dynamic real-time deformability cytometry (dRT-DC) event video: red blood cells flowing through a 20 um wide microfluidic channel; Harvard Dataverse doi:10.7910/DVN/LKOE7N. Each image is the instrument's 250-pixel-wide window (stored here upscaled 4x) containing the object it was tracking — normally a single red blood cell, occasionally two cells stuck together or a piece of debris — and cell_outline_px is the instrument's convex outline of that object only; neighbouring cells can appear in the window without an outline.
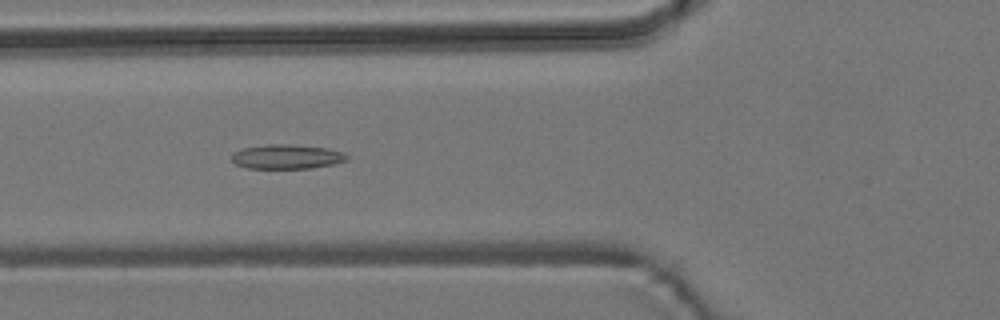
{"species": "common noctule bat (a hibernating species)", "species_latin": "Nyctalus noctula", "temperature_condition": "room temperature", "stored_images_in_passage": 14, "camera_frame_rate_fps": 3000, "um_per_image_px": 0.085, "animal": {"sex": "male", "body_mass_g": 19.2, "forearm_length_mm": 51.8}, "frame": {"image": 1, "passage_image": 7, "time_ms": 2.0, "image_size_px": [1000, 320], "cell_outline_px": [[348, 160], [332, 164], [312, 168], [248, 168], [236, 164], [232, 160], [232, 152], [244, 148], [268, 144], [288, 144], [328, 148], [344, 152], [348, 156]], "centroid_in_image_um": [24.39, 13.31], "position_along_channel_um": 101.4, "area_um2": 16.36}}